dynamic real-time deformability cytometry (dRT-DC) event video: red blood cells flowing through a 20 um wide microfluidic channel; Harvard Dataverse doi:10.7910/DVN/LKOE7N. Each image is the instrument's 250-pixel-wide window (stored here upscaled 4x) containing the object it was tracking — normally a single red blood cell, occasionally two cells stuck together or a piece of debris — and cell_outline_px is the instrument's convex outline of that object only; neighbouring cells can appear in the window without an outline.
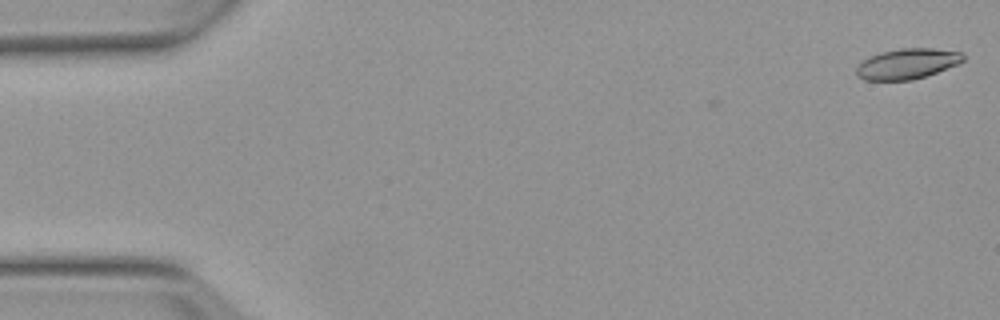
{"species": "Egyptian fruit bat (a non-hibernating species)", "species_latin": "Rousettus aegyptiacus", "temperature_condition": "warm", "stored_images_in_passage": 2, "camera_frame_rate_fps": 3000, "um_per_image_px": 0.085, "animal": {"sex": "female"}, "frame": {"image": 1, "passage_image": 2, "time_ms": 0.333, "image_size_px": [1000, 320], "cell_outline_px": [[964, 60], [956, 64], [936, 72], [912, 80], [864, 80], [856, 76], [856, 68], [864, 60], [880, 52], [900, 48], [932, 48], [960, 52], [964, 56]], "centroid_in_image_um": [77.08, 5.42], "position_along_channel_um": 7.9, "area_um2": 18.67}}